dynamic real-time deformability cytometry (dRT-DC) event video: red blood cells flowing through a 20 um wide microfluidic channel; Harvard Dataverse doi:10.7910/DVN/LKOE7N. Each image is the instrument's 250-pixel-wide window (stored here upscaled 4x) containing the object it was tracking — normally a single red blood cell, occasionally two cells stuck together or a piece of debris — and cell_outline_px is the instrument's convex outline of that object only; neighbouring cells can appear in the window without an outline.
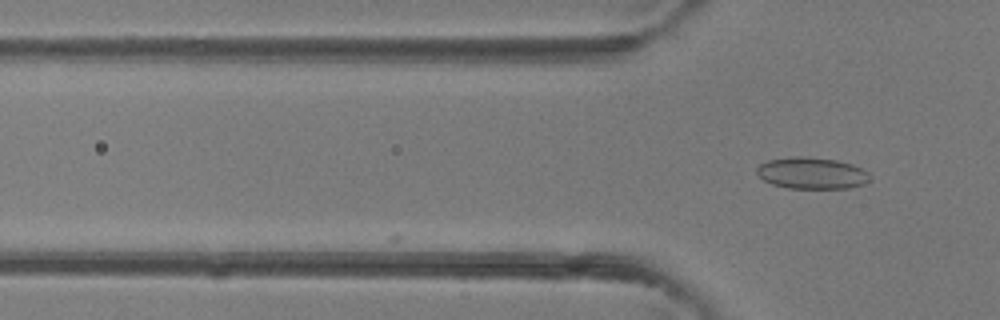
{"species": "common noctule bat (a hibernating species)", "species_latin": "Nyctalus noctula", "temperature_condition": "room temperature", "stored_images_in_passage": 4, "camera_frame_rate_fps": 3000, "um_per_image_px": 0.085, "animal": {"sex": "female"}, "frame": {"image": 1, "passage_image": 4, "time_ms": 3.667, "image_size_px": [1000, 320], "cell_outline_px": [[868, 180], [864, 184], [848, 188], [788, 188], [772, 184], [764, 180], [756, 172], [756, 168], [760, 164], [768, 160], [792, 156], [804, 156], [836, 160], [852, 164], [864, 168], [868, 172]], "centroid_in_image_um": [68.99, 14.71], "position_along_channel_um": 56.8, "area_um2": 20.81}}